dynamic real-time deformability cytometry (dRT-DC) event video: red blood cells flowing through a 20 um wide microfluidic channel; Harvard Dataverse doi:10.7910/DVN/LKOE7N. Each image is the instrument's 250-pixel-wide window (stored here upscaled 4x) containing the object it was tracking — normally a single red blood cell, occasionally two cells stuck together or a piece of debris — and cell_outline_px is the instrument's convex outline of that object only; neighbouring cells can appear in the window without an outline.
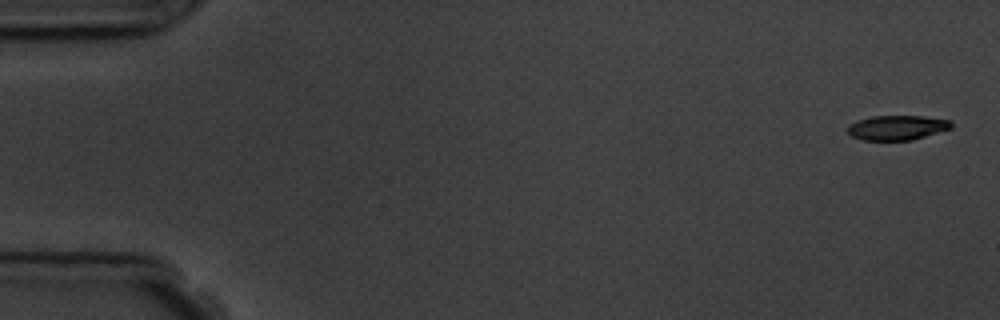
{"species": "common noctule bat (a hibernating species)", "species_latin": "Nyctalus noctula", "temperature_condition": "room temperature", "stored_images_in_passage": 6, "camera_frame_rate_fps": 3000, "um_per_image_px": 0.085, "animal": {"sex": "male", "body_mass_g": 19.5, "forearm_length_mm": 54.6}, "frame": {"image": 1, "passage_image": 1, "time_ms": 0.0, "image_size_px": [1000, 320], "cell_outline_px": [[952, 128], [912, 140], [864, 140], [852, 136], [848, 132], [848, 124], [856, 120], [872, 116], [924, 116], [948, 120], [952, 124]], "centroid_in_image_um": [76.23, 10.84], "position_along_channel_um": 8.8, "area_um2": 14.85}}
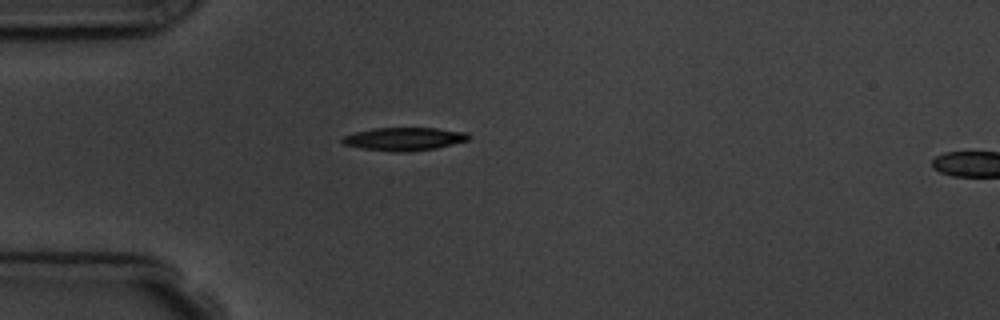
{"frame": {"image": 2, "passage_image": 5, "time_ms": 4.667, "image_size_px": [1000, 320], "cell_outline_px": [[472, 136], [468, 140], [436, 148], [408, 152], [392, 152], [360, 148], [344, 144], [340, 140], [340, 136], [372, 128], [436, 128], [468, 132]], "centroid_in_image_um": [34.34, 11.81], "position_along_channel_um": 50.7, "area_um2": 17.22}}